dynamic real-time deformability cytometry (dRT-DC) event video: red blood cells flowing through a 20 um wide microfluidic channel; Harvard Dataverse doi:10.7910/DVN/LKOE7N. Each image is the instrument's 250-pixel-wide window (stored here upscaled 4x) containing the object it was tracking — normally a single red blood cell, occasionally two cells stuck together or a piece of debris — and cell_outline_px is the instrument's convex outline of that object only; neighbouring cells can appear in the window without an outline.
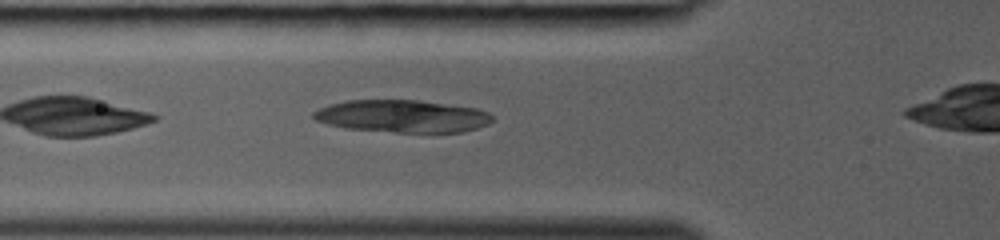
{"species": "common noctule bat (a hibernating species)", "species_latin": "Nyctalus noctula", "temperature_condition": "room temperature", "stored_images_in_passage": 24, "camera_frame_rate_fps": 3000, "um_per_image_px": 0.085, "animal": {"sex": "female", "body_mass_g": 19.0, "forearm_length_mm": 53.3}, "frame": {"image": 1, "passage_image": 3, "time_ms": 0.667, "image_size_px": [1000, 240], "cell_outline_px": [[492, 120], [488, 124], [464, 132], [396, 132], [344, 128], [328, 124], [316, 120], [312, 116], [312, 112], [328, 104], [344, 100], [416, 100], [476, 108], [488, 112], [492, 116]], "centroid_in_image_um": [34.16, 9.87], "position_along_channel_um": 91.6, "area_um2": 33.76}}